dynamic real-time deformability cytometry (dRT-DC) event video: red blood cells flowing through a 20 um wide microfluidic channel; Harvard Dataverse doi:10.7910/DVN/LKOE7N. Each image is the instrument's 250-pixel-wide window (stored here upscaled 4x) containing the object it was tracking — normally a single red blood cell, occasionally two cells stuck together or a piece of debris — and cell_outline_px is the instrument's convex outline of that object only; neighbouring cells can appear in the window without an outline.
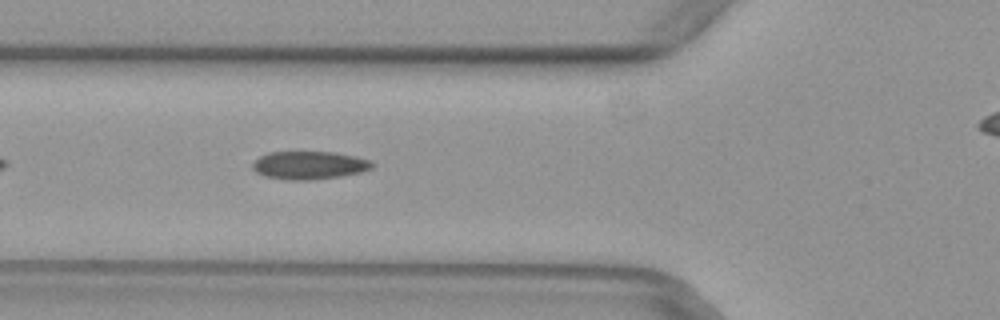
{"species": "common noctule bat (a hibernating species)", "species_latin": "Nyctalus noctula", "temperature_condition": "warm", "stored_images_in_passage": 33, "camera_frame_rate_fps": 3000, "um_per_image_px": 0.085, "animal": {"sex": "female", "body_mass_g": 29.2, "forearm_length_mm": 56.3}, "frame": {"image": 1, "passage_image": 6, "time_ms": 1.667, "image_size_px": [1000, 320], "cell_outline_px": [[372, 168], [360, 172], [340, 176], [316, 180], [284, 180], [264, 176], [256, 172], [252, 168], [252, 164], [260, 156], [268, 152], [336, 152], [356, 156], [372, 160]], "centroid_in_image_um": [26.28, 14.05], "position_along_channel_um": 99.5, "area_um2": 19.71}}
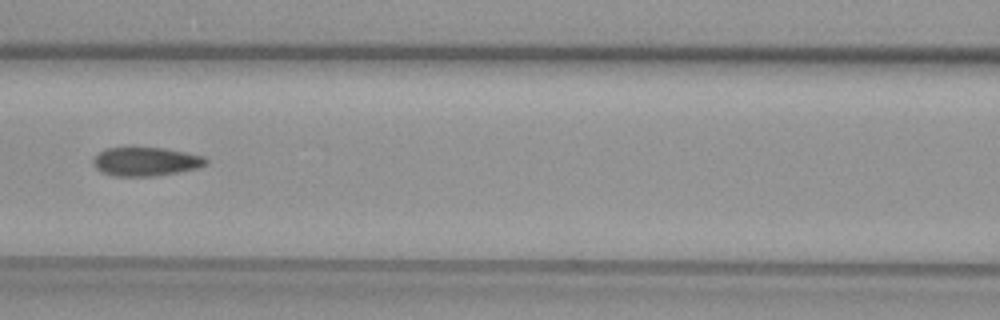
{"frame": {"image": 2, "passage_image": 10, "time_ms": 3.0, "image_size_px": [1000, 320], "cell_outline_px": [[208, 164], [200, 168], [156, 176], [112, 176], [100, 172], [92, 164], [92, 160], [104, 148], [160, 148], [184, 152], [204, 156], [208, 160]], "centroid_in_image_um": [12.39, 13.75], "position_along_channel_um": 154.2, "area_um2": 18.96}}